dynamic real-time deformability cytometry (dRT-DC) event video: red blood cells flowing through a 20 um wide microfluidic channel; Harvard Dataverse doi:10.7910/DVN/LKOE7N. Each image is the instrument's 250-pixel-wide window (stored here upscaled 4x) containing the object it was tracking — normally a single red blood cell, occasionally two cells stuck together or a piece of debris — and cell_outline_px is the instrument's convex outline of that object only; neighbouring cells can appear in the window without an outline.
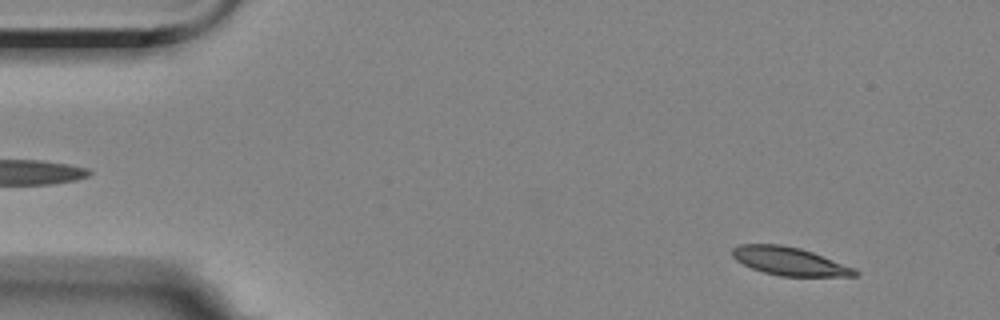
{"species": "Egyptian fruit bat (a non-hibernating species)", "species_latin": "Rousettus aegyptiacus", "temperature_condition": "room temperature", "stored_images_in_passage": 56, "camera_frame_rate_fps": 3000, "um_per_image_px": 0.085, "animal": {"sex": "female"}, "frame": {"image": 1, "passage_image": 5, "time_ms": 1.333, "image_size_px": [1000, 320], "cell_outline_px": [[860, 272], [856, 276], [780, 276], [764, 272], [752, 268], [736, 260], [732, 256], [732, 248], [740, 244], [780, 244], [800, 248], [812, 252], [856, 268]], "centroid_in_image_um": [67.12, 22.2], "position_along_channel_um": 17.9, "area_um2": 20.11}}
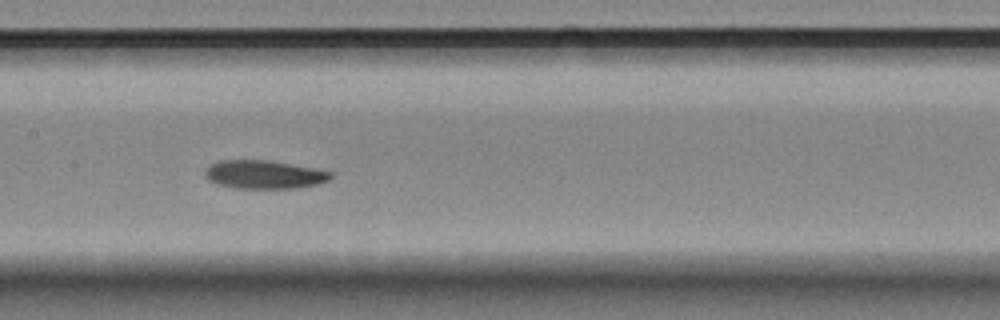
{"frame": {"image": 2, "passage_image": 27, "time_ms": 8.667, "image_size_px": [1000, 320], "cell_outline_px": [[332, 176], [328, 180], [316, 184], [296, 188], [236, 188], [216, 184], [208, 180], [204, 176], [204, 168], [220, 160], [268, 160], [312, 168], [332, 172]], "centroid_in_image_um": [22.38, 14.83], "position_along_channel_um": 185.0, "area_um2": 20.69}}
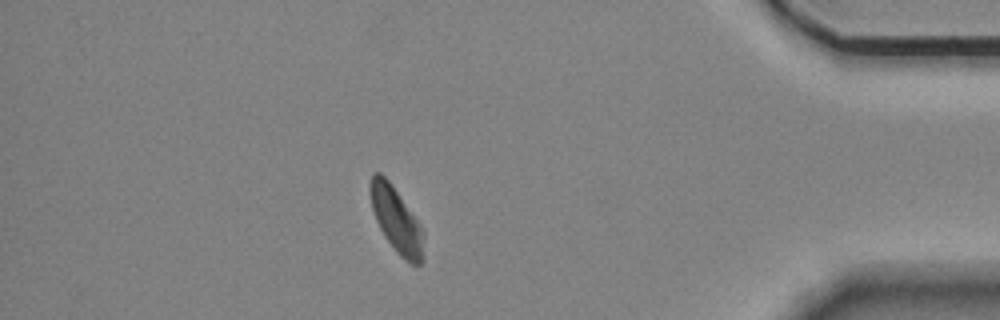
{"frame": {"image": 3, "passage_image": 49, "time_ms": 16.0, "image_size_px": [1000, 320], "cell_outline_px": [[424, 260], [416, 268], [404, 260], [396, 252], [384, 236], [376, 220], [372, 208], [368, 192], [368, 184], [372, 172], [380, 172], [388, 180], [420, 224], [424, 232]], "centroid_in_image_um": [33.69, 18.73], "position_along_channel_um": 401.5, "area_um2": 20.69}, "authors_computed_cell_mechanics": {"area_um2": 20.9525, "velocity_mm_per_s": 3.5174, "shape_relaxation_time_tau1_ms": 8.1983, "shape_relaxation_time_tau2_ms": 6.2146, "deformation_change_tau1": 0.1523, "deformation_change_tau2": 0.111}}